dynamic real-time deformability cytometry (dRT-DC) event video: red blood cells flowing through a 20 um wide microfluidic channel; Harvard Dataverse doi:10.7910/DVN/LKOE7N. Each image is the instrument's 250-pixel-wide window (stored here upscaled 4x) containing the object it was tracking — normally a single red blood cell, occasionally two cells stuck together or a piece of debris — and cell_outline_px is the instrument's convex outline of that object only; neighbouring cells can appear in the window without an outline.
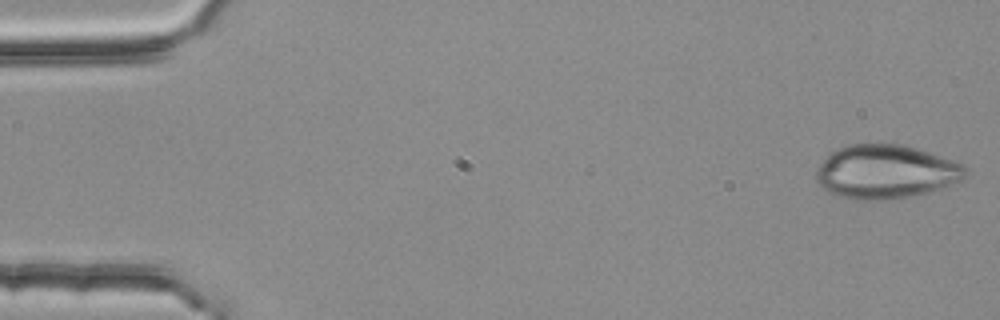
{"species": "common noctule bat (a hibernating species)", "species_latin": "Nyctalus noctula", "temperature_condition": "room temperature", "stored_images_in_passage": 53, "camera_frame_rate_fps": 3000, "um_per_image_px": 0.085, "animal": {"sex": "female", "body_mass_g": 25.1}, "frame": {"image": 1, "passage_image": 1, "time_ms": 0.0, "image_size_px": [1000, 320], "cell_outline_px": [[968, 172], [964, 180], [940, 188], [908, 196], [884, 200], [856, 200], [840, 196], [828, 192], [816, 180], [816, 168], [828, 152], [848, 144], [900, 144], [916, 148], [964, 164], [968, 168]], "centroid_in_image_um": [75.27, 14.59], "position_along_channel_um": 9.7, "area_um2": 46.88}}
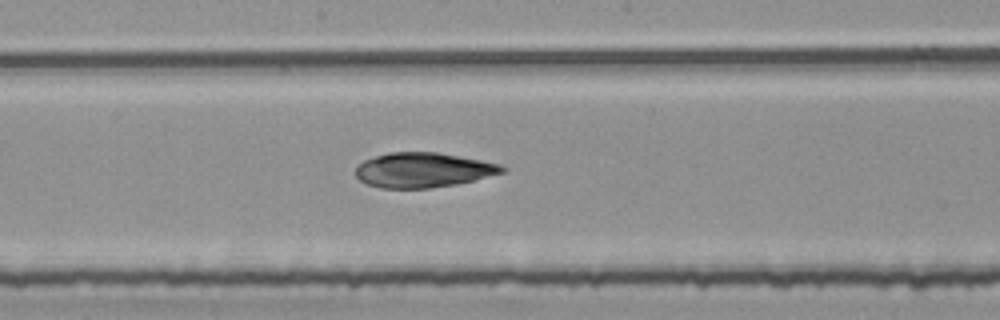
{"frame": {"image": 2, "passage_image": 28, "time_ms": 9.0, "image_size_px": [1000, 320], "cell_outline_px": [[508, 168], [504, 172], [456, 184], [428, 188], [380, 188], [368, 184], [360, 180], [356, 176], [356, 168], [364, 160], [388, 152], [436, 152], [480, 160], [500, 164]], "centroid_in_image_um": [35.95, 14.45], "position_along_channel_um": 212.2, "area_um2": 29.42}}
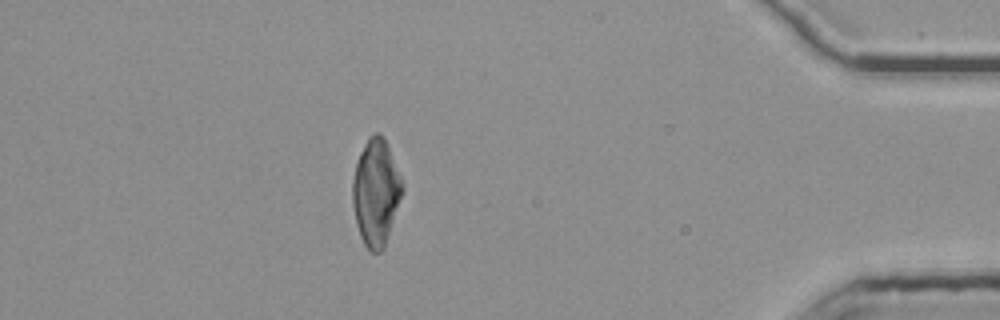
{"frame": {"image": 3, "passage_image": 47, "time_ms": 15.333, "image_size_px": [1000, 320], "cell_outline_px": [[404, 192], [384, 248], [380, 252], [372, 252], [364, 244], [360, 236], [356, 224], [352, 204], [352, 180], [356, 160], [368, 136], [376, 132], [380, 132], [384, 136], [388, 144], [404, 184]], "centroid_in_image_um": [31.96, 16.31], "position_along_channel_um": 403.2, "area_um2": 31.5}}